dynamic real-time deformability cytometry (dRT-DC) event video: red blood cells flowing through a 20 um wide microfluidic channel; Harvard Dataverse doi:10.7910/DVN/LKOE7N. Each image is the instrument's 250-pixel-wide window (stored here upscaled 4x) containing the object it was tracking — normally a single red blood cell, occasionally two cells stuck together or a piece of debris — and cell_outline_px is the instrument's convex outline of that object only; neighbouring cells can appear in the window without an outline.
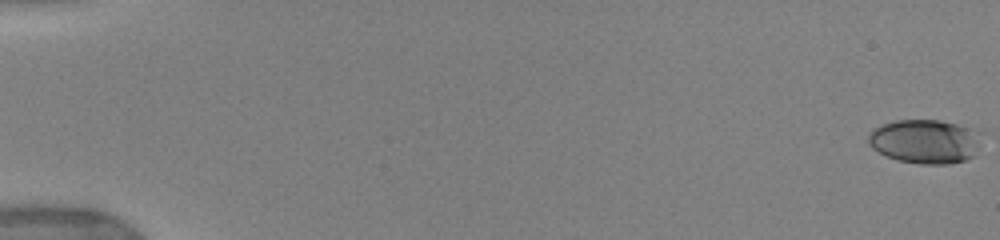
{"species": "human", "species_latin": "Homo sapiens", "temperature_condition": "warm", "stored_images_in_passage": 48, "camera_frame_rate_fps": 3000, "um_per_image_px": 0.085, "donor": {"sex": "female"}, "frame": {"image": 1, "passage_image": 1, "time_ms": 0.0, "image_size_px": [1000, 240], "cell_outline_px": [[984, 132], [980, 144], [972, 156], [968, 160], [948, 164], [920, 164], [896, 160], [872, 148], [868, 140], [868, 136], [872, 128], [896, 120], [940, 120], [956, 124]], "centroid_in_image_um": [78.67, 12.02], "position_along_channel_um": 6.3, "area_um2": 29.3}}
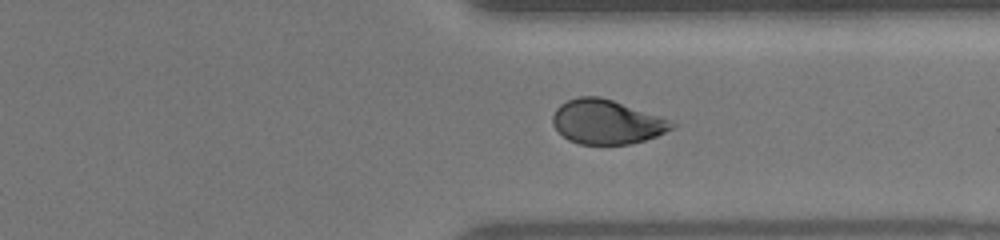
{"frame": {"image": 2, "passage_image": 37, "time_ms": 13.667, "image_size_px": [1000, 240], "cell_outline_px": [[676, 124], [672, 128], [656, 136], [644, 140], [628, 144], [580, 144], [568, 140], [552, 124], [552, 116], [556, 108], [560, 104], [568, 100], [580, 96], [600, 96], [612, 100], [656, 116]], "centroid_in_image_um": [51.48, 10.36], "position_along_channel_um": 359.9, "area_um2": 30.06}}
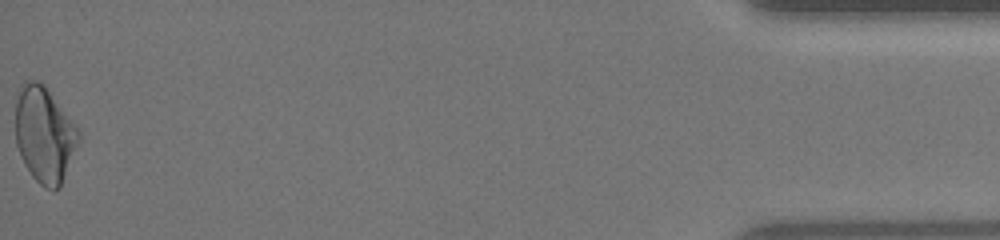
{"frame": {"image": 3, "passage_image": 48, "time_ms": 17.667, "image_size_px": [1000, 240], "cell_outline_px": [[80, 140], [60, 188], [44, 188], [32, 176], [24, 164], [20, 156], [16, 144], [16, 100], [20, 84], [24, 80], [36, 80], [44, 84], [80, 132]], "centroid_in_image_um": [3.76, 11.43], "position_along_channel_um": 431.4, "area_um2": 35.2}, "authors_computed_cell_mechanics": {"area_um2": 31.0964, "velocity_mm_per_s": 3.913, "shape_relaxation_time_tau1_ms": 6.0778, "shape_relaxation_time_tau2_ms": 2.3112, "deformation_change_tau1": 0.1635, "deformation_change_tau2": 0.063}}